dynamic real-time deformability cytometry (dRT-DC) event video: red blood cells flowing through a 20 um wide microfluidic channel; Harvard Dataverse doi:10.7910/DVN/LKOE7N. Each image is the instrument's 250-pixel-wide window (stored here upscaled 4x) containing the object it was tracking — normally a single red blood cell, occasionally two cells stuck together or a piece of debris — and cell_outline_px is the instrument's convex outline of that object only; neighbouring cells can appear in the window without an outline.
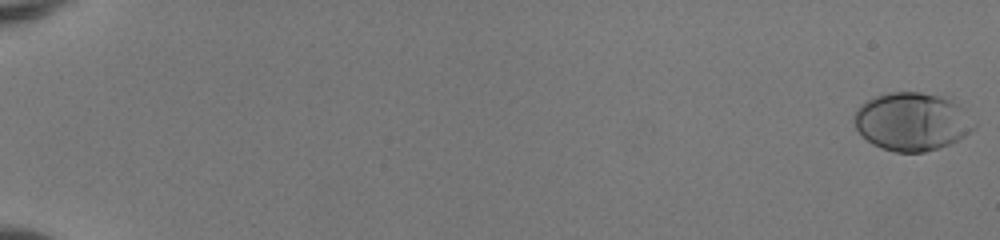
{"species": "human", "species_latin": "Homo sapiens", "temperature_condition": "room temperature", "stored_images_in_passage": 53, "camera_frame_rate_fps": 3000, "um_per_image_px": 0.085, "donor": {"sex": "female"}, "frame": {"image": 1, "passage_image": 1, "time_ms": 0.0, "image_size_px": [1000, 240], "cell_outline_px": [[976, 128], [964, 136], [948, 144], [924, 152], [896, 152], [872, 144], [856, 128], [856, 108], [860, 104], [876, 96], [888, 92], [920, 92], [952, 100], [976, 120]], "centroid_in_image_um": [77.54, 10.33], "position_along_channel_um": 7.5, "area_um2": 40.11}}
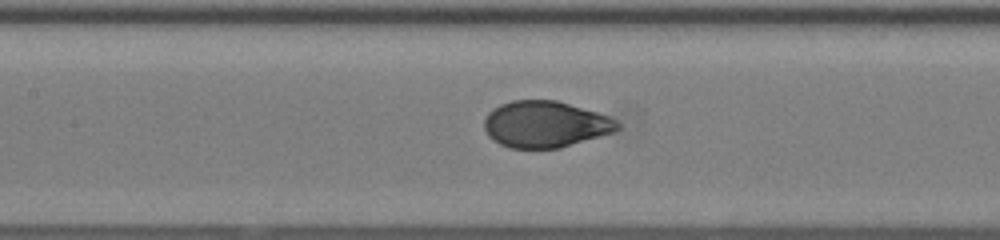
{"frame": {"image": 2, "passage_image": 28, "time_ms": 9.0, "image_size_px": [1000, 240], "cell_outline_px": [[620, 128], [612, 132], [560, 148], [508, 148], [492, 140], [488, 136], [484, 128], [484, 120], [488, 112], [492, 108], [500, 104], [512, 100], [556, 100], [596, 112], [608, 116], [616, 120], [620, 124]], "centroid_in_image_um": [46.3, 10.56], "position_along_channel_um": 161.1, "area_um2": 36.01}}
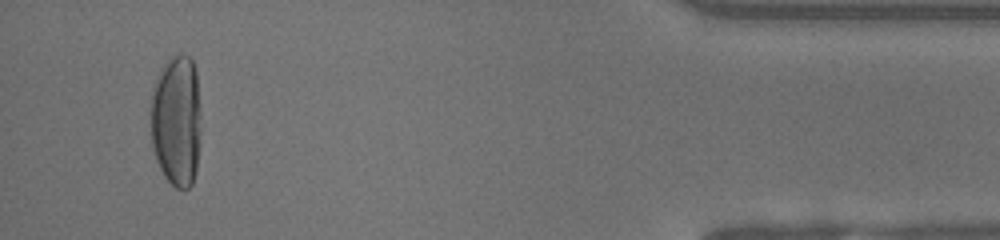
{"frame": {"image": 3, "passage_image": 51, "time_ms": 16.667, "image_size_px": [1000, 240], "cell_outline_px": [[200, 132], [196, 172], [192, 184], [188, 188], [176, 188], [164, 176], [156, 160], [152, 148], [152, 84], [160, 68], [168, 56], [188, 56], [192, 60], [196, 68], [200, 128]], "centroid_in_image_um": [14.99, 10.24], "position_along_channel_um": 420.2, "area_um2": 38.73}, "authors_computed_cell_mechanics": {"area_um2": 37.3388, "velocity_mm_per_s": 4.0883, "shape_relaxation_time_tau1_ms": 3.729, "shape_relaxation_time_tau2_ms": null, "deformation_change_tau1": 0.2178, "deformation_change_tau2": null}}